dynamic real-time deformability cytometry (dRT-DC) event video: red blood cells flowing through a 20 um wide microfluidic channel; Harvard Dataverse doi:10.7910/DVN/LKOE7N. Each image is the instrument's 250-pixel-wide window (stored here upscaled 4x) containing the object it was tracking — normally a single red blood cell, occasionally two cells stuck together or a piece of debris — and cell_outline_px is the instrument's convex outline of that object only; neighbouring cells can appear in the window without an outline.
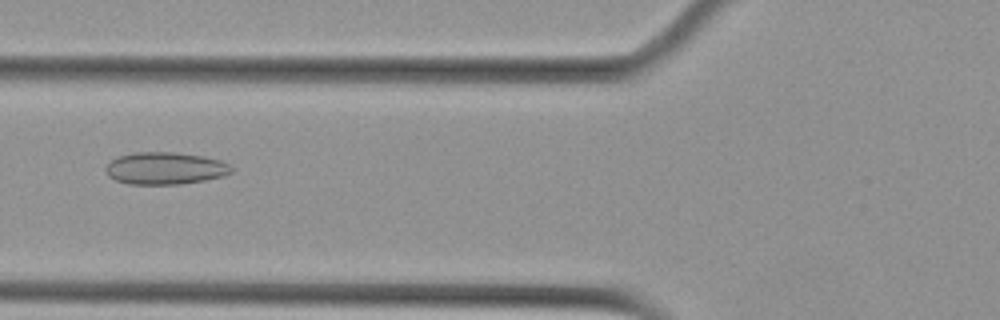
{"species": "Egyptian fruit bat (a non-hibernating species)", "species_latin": "Rousettus aegyptiacus", "temperature_condition": "cold", "stored_images_in_passage": 5, "camera_frame_rate_fps": 3000, "um_per_image_px": 0.085, "animal": {"sex": "female"}, "frame": {"image": 1, "passage_image": 5, "time_ms": 1.333, "image_size_px": [1000, 320], "cell_outline_px": [[236, 168], [232, 172], [224, 176], [204, 180], [180, 184], [128, 184], [116, 180], [108, 176], [104, 168], [116, 156], [132, 152], [172, 152], [204, 156], [220, 160], [232, 164]], "centroid_in_image_um": [14.07, 14.3], "position_along_channel_um": 111.7, "area_um2": 23.93}}